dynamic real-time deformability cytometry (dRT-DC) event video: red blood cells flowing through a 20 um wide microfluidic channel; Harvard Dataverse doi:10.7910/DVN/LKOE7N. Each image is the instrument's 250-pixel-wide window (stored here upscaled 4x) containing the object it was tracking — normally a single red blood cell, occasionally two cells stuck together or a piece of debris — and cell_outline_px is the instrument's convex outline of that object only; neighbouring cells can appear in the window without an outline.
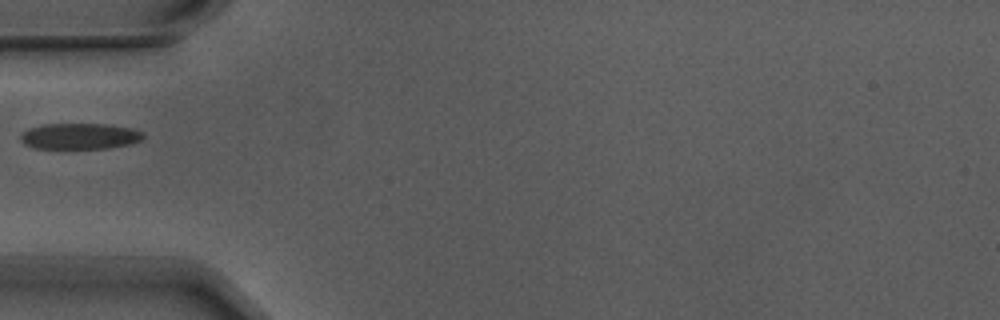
{"species": "Egyptian fruit bat (a non-hibernating species)", "species_latin": "Rousettus aegyptiacus", "temperature_condition": "warm", "stored_images_in_passage": 1, "camera_frame_rate_fps": 3000, "um_per_image_px": 0.085, "animal": {"sex": "male"}, "frame": {"image": 1, "passage_image": 1, "time_ms": 0.0, "image_size_px": [1000, 320], "cell_outline_px": [[144, 136], [140, 140], [128, 144], [108, 148], [32, 148], [24, 144], [20, 140], [20, 136], [24, 132], [32, 128], [44, 124], [104, 124], [132, 128], [140, 132]], "centroid_in_image_um": [6.75, 11.58], "position_along_channel_um": 78.3, "area_um2": 18.26}}